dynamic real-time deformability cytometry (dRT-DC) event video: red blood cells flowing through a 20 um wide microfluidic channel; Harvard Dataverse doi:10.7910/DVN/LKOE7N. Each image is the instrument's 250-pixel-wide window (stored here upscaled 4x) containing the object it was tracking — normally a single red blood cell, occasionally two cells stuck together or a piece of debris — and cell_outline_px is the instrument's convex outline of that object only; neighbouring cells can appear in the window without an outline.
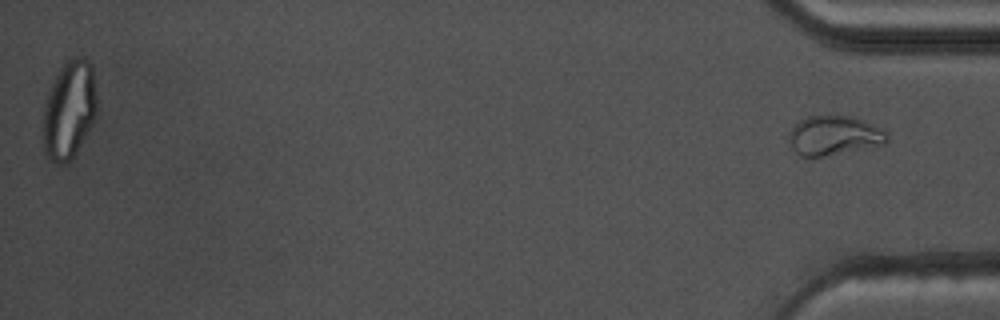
{"species": "common noctule bat (a hibernating species)", "species_latin": "Nyctalus noctula", "temperature_condition": "warm", "stored_images_in_passage": 42, "segment_of_instrument_passage": [2, 2], "camera_frame_rate_fps": 3000, "um_per_image_px": 0.085, "animal": {"sex": "male", "body_mass_g": 17.5, "forearm_length_mm": 52.3}, "frame": {"image": 1, "passage_image": 42, "time_ms": 13.667, "image_size_px": [1000, 320], "cell_outline_px": [[888, 140], [884, 144], [820, 156], [800, 156], [792, 148], [788, 140], [788, 136], [792, 128], [800, 120], [808, 116], [856, 116], [880, 128], [888, 136]], "centroid_in_image_um": [70.87, 11.5], "position_along_channel_um": 364.3, "area_um2": 22.14}}